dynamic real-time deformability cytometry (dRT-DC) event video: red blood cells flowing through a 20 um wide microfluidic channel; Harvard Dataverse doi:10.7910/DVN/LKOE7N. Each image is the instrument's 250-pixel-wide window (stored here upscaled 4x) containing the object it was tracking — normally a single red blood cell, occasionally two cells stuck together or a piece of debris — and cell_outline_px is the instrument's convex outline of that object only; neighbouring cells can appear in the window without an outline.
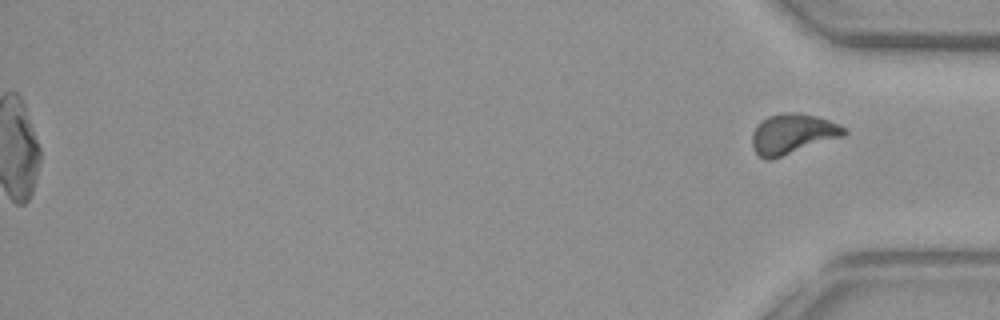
{"species": "common noctule bat (a hibernating species)", "species_latin": "Nyctalus noctula", "temperature_condition": "warm", "stored_images_in_passage": 54, "segment_of_instrument_passage": [2, 2], "camera_frame_rate_fps": 3000, "um_per_image_px": 0.085, "animal": {"sex": "female", "body_mass_g": 29.2, "forearm_length_mm": 56.3}, "frame": {"image": 1, "passage_image": 54, "time_ms": 17.667, "image_size_px": [1000, 320], "cell_outline_px": [[848, 132], [844, 136], [772, 160], [764, 160], [752, 148], [752, 136], [756, 128], [768, 116], [780, 112], [800, 112], [816, 116], [828, 120], [844, 128]], "centroid_in_image_um": [67.37, 11.39], "position_along_channel_um": 367.8, "area_um2": 21.5}}